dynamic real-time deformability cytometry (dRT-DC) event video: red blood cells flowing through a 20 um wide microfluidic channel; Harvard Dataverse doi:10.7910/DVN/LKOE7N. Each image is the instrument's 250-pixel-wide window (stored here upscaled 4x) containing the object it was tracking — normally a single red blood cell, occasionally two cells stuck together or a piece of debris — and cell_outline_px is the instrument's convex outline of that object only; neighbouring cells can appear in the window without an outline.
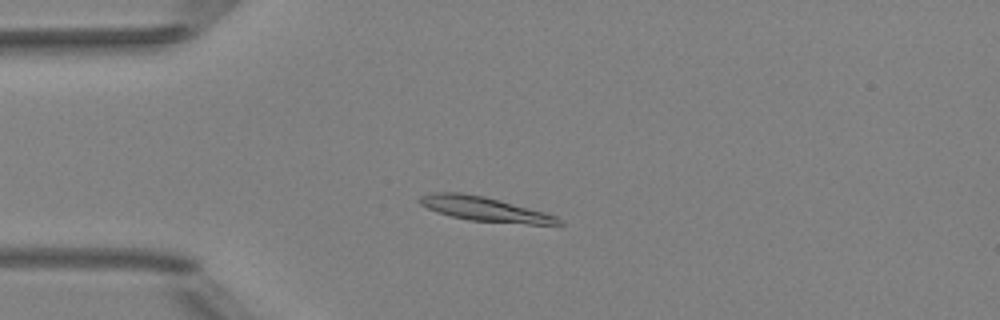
{"species": "Egyptian fruit bat (a non-hibernating species)", "species_latin": "Rousettus aegyptiacus", "temperature_condition": "room temperature", "stored_images_in_passage": 50, "camera_frame_rate_fps": 3000, "um_per_image_px": 0.085, "animal": {"sex": "female"}, "frame": {"image": 1, "passage_image": 12, "time_ms": 3.667, "image_size_px": [1000, 320], "cell_outline_px": [[564, 224], [528, 224], [468, 220], [436, 212], [420, 204], [416, 200], [420, 196], [432, 192], [460, 192], [484, 196], [500, 200], [544, 212], [556, 216]], "centroid_in_image_um": [41.13, 17.76], "position_along_channel_um": 43.9, "area_um2": 19.65}}
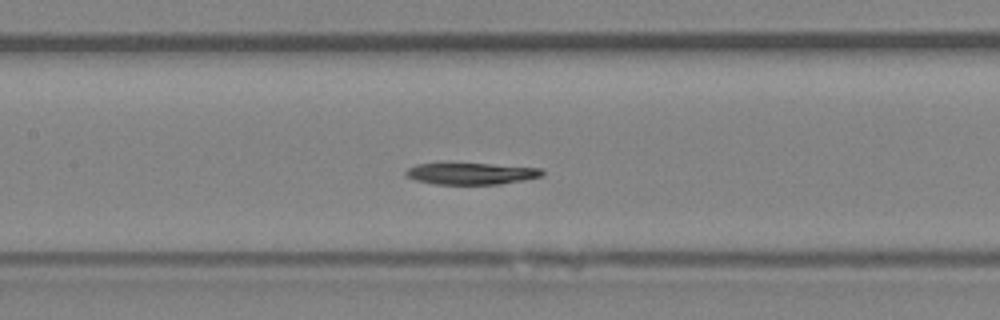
{"frame": {"image": 2, "passage_image": 23, "time_ms": 7.333, "image_size_px": [1000, 320], "cell_outline_px": [[544, 176], [524, 180], [500, 184], [436, 184], [416, 180], [408, 176], [404, 172], [408, 168], [416, 164], [492, 164], [540, 168], [544, 172]], "centroid_in_image_um": [40.1, 14.76], "position_along_channel_um": 167.3, "area_um2": 16.94}}
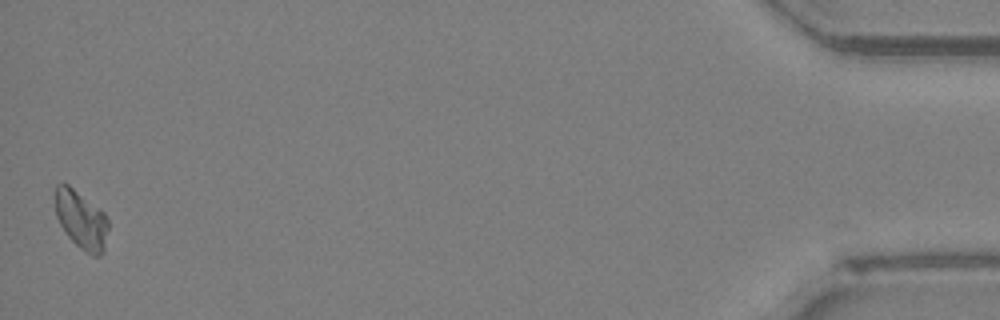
{"frame": {"image": 3, "passage_image": 50, "time_ms": 16.333, "image_size_px": [1000, 320], "cell_outline_px": [[108, 228], [104, 252], [100, 256], [92, 256], [80, 248], [68, 236], [60, 224], [56, 216], [56, 184], [68, 184], [100, 208], [104, 212], [108, 220]], "centroid_in_image_um": [6.93, 18.7], "position_along_channel_um": 428.3, "area_um2": 17.98}}